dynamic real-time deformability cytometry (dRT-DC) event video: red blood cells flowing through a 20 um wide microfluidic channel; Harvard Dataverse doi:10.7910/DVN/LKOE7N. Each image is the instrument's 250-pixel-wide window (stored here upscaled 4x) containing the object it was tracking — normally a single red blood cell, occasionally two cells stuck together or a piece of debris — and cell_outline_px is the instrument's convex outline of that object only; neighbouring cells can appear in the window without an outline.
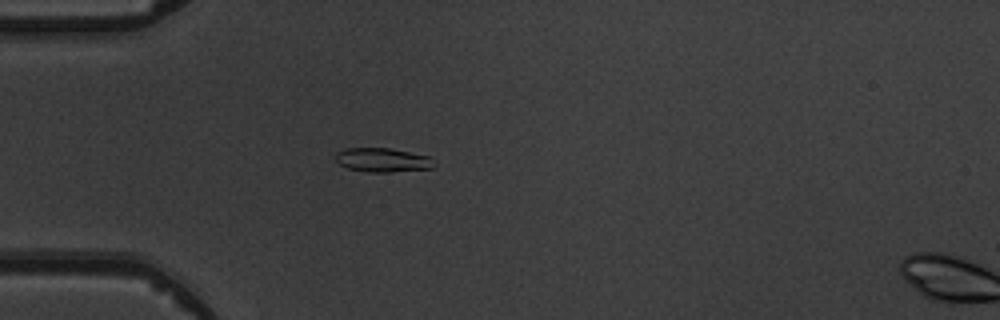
{"species": "common noctule bat (a hibernating species)", "species_latin": "Nyctalus noctula", "temperature_condition": "warm", "stored_images_in_passage": 6, "camera_frame_rate_fps": 3000, "um_per_image_px": 0.085, "animal": {"sex": "male", "body_mass_g": 19.5, "forearm_length_mm": 54.6}, "frame": {"image": 1, "passage_image": 5, "time_ms": 4.667, "image_size_px": [1000, 320], "cell_outline_px": [[436, 164], [432, 168], [392, 172], [368, 172], [348, 168], [340, 164], [336, 160], [336, 152], [344, 148], [388, 148], [428, 156]], "centroid_in_image_um": [32.5, 13.6], "position_along_channel_um": 52.5, "area_um2": 13.7}}